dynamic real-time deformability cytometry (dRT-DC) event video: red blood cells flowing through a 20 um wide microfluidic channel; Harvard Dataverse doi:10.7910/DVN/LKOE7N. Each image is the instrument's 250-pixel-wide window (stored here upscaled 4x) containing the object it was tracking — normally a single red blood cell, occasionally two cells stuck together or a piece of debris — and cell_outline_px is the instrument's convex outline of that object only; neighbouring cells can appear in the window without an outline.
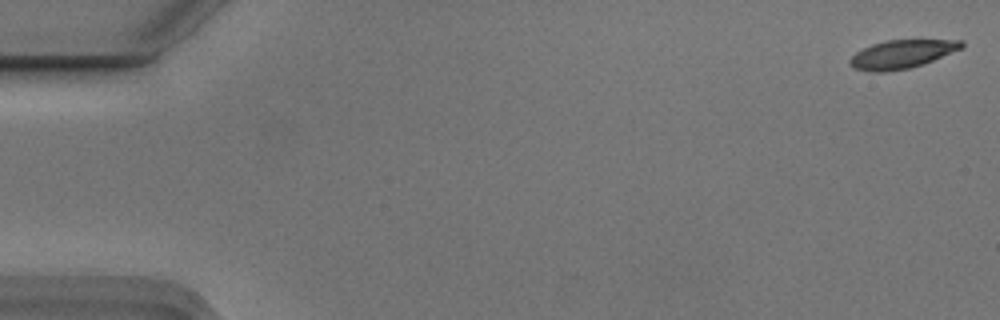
{"species": "Egyptian fruit bat (a non-hibernating species)", "species_latin": "Rousettus aegyptiacus", "temperature_condition": "cold", "stored_images_in_passage": 45, "camera_frame_rate_fps": 3000, "um_per_image_px": 0.085, "animal": {"sex": "male"}, "frame": {"image": 1, "passage_image": 1, "time_ms": 0.0, "image_size_px": [1000, 320], "cell_outline_px": [[964, 48], [924, 64], [908, 68], [884, 72], [868, 72], [852, 68], [848, 64], [848, 60], [856, 52], [872, 44], [888, 40], [964, 40]], "centroid_in_image_um": [76.65, 4.61], "position_along_channel_um": 8.3, "area_um2": 18.67}}
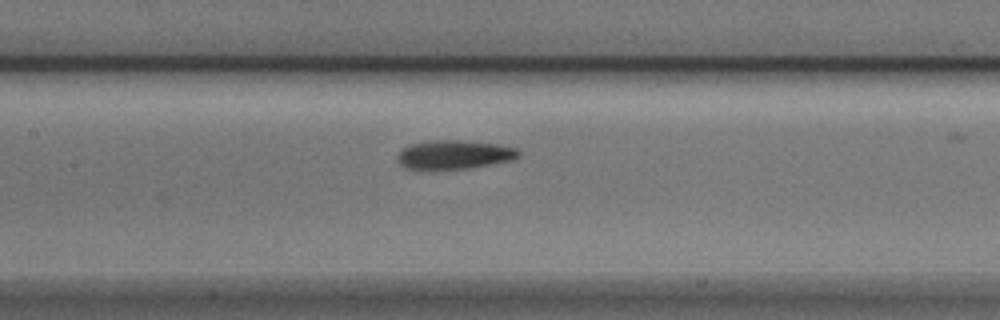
{"frame": {"image": 2, "passage_image": 26, "time_ms": 8.333, "image_size_px": [1000, 320], "cell_outline_px": [[520, 156], [512, 160], [468, 168], [404, 168], [396, 160], [396, 156], [404, 148], [412, 144], [428, 140], [460, 140], [496, 144], [516, 148], [520, 152]], "centroid_in_image_um": [38.61, 13.13], "position_along_channel_um": 168.8, "area_um2": 20.06}}
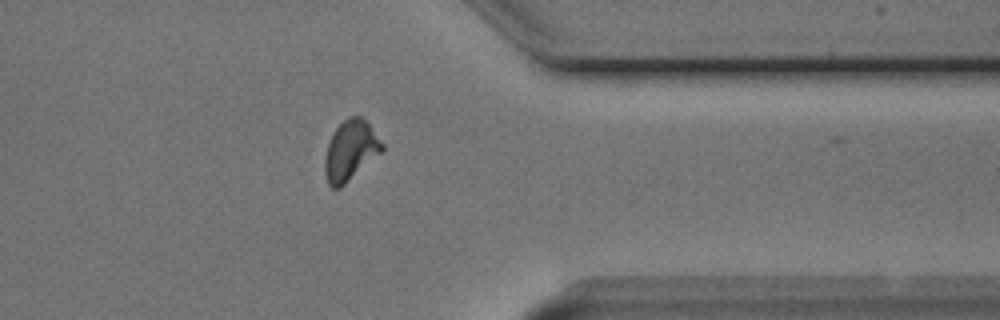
{"frame": {"image": 3, "passage_image": 44, "time_ms": 14.333, "image_size_px": [1000, 320], "cell_outline_px": [[384, 148], [380, 152], [340, 188], [332, 188], [328, 184], [324, 172], [324, 160], [328, 144], [336, 128], [348, 116], [360, 116], [368, 124], [384, 144]], "centroid_in_image_um": [29.76, 12.8], "position_along_channel_um": 381.6, "area_um2": 19.54}}